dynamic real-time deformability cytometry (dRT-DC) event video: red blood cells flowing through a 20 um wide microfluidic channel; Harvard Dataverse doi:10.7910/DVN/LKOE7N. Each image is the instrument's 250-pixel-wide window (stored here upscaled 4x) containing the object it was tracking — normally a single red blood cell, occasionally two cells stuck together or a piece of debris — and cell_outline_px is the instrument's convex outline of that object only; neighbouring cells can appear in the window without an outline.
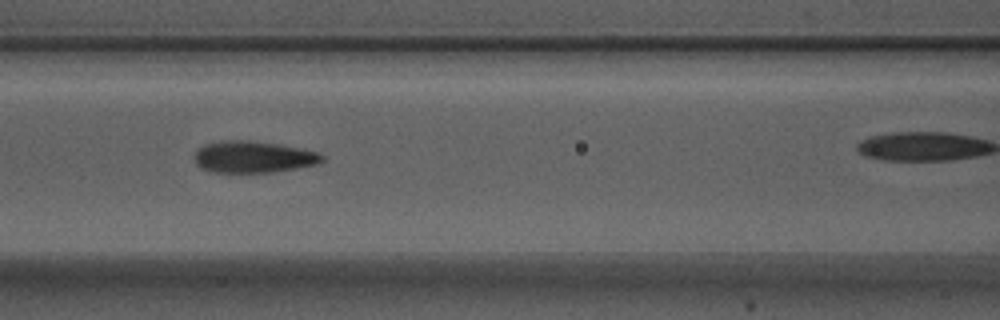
{"species": "Egyptian fruit bat (a non-hibernating species)", "species_latin": "Rousettus aegyptiacus", "temperature_condition": "warm", "stored_images_in_passage": 10, "camera_frame_rate_fps": 3000, "um_per_image_px": 0.085, "animal": {"sex": "male"}, "frame": {"image": 1, "passage_image": 6, "time_ms": 1.667, "image_size_px": [1000, 320], "cell_outline_px": [[324, 160], [320, 164], [272, 172], [212, 172], [200, 168], [196, 164], [192, 156], [196, 148], [204, 144], [220, 140], [248, 140], [280, 144], [320, 152], [324, 156]], "centroid_in_image_um": [21.5, 13.33], "position_along_channel_um": 145.1, "area_um2": 24.04}}
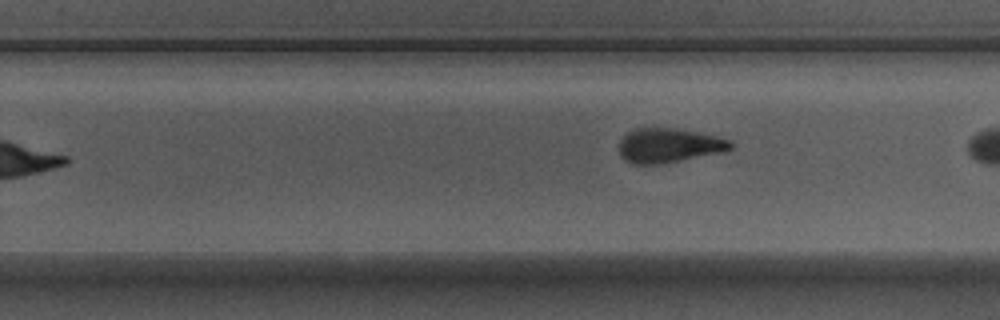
{"frame": {"image": 2, "passage_image": 10, "time_ms": 3.0, "image_size_px": [1000, 320], "cell_outline_px": [[736, 144], [732, 148], [720, 152], [660, 164], [632, 164], [624, 160], [620, 156], [620, 140], [632, 128], [676, 128], [716, 136], [732, 140]], "centroid_in_image_um": [56.84, 12.35], "position_along_channel_um": 273.0, "area_um2": 22.31}}